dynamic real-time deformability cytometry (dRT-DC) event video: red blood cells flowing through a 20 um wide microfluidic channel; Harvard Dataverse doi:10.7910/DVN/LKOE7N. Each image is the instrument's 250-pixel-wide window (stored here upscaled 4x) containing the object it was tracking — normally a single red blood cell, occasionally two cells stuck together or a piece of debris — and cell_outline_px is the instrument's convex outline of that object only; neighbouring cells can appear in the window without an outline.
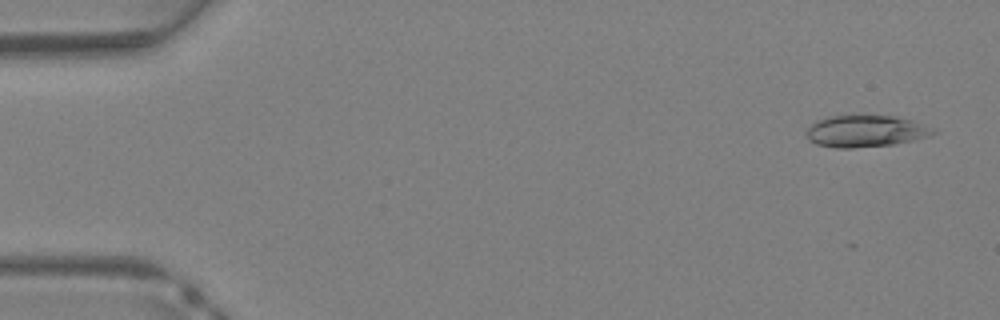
{"species": "Egyptian fruit bat (a non-hibernating species)", "species_latin": "Rousettus aegyptiacus", "temperature_condition": "warm", "stored_images_in_passage": 37, "camera_frame_rate_fps": 3000, "um_per_image_px": 0.085, "animal": {"sex": "female"}, "frame": {"image": 1, "passage_image": 1, "time_ms": 0.0, "image_size_px": [1000, 320], "cell_outline_px": [[940, 132], [928, 136], [912, 140], [892, 144], [852, 148], [836, 148], [816, 144], [808, 140], [808, 128], [816, 120], [828, 116], [860, 112], [896, 116], [912, 120]], "centroid_in_image_um": [73.55, 11.09], "position_along_channel_um": 11.5, "area_um2": 24.16}}
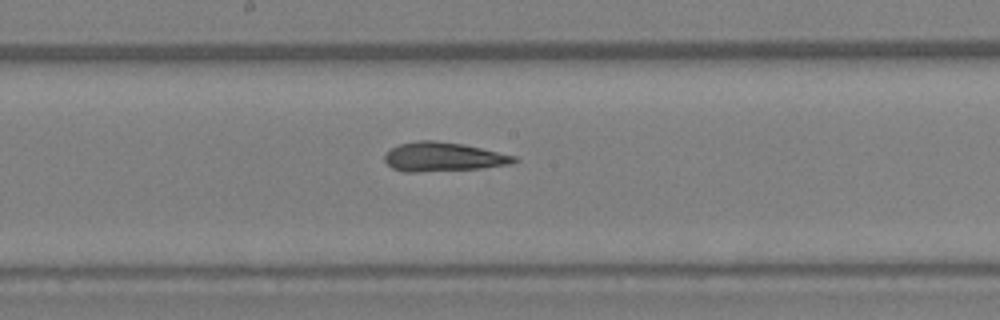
{"frame": {"image": 2, "passage_image": 19, "time_ms": 6.0, "image_size_px": [1000, 320], "cell_outline_px": [[520, 160], [512, 164], [480, 168], [416, 172], [404, 172], [392, 168], [384, 160], [384, 156], [392, 148], [400, 144], [420, 140], [432, 140], [464, 144], [516, 156]], "centroid_in_image_um": [37.69, 13.33], "position_along_channel_um": 210.5, "area_um2": 21.85}}
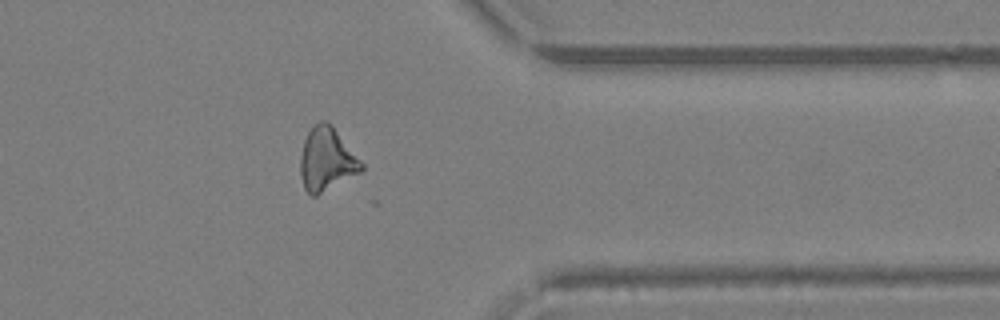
{"frame": {"image": 3, "passage_image": 29, "time_ms": 9.333, "image_size_px": [1000, 320], "cell_outline_px": [[364, 168], [360, 172], [316, 196], [312, 196], [304, 188], [300, 176], [300, 156], [304, 140], [308, 132], [320, 120], [324, 120], [332, 124], [364, 164]], "centroid_in_image_um": [27.76, 13.54], "position_along_channel_um": 383.6, "area_um2": 22.48}}